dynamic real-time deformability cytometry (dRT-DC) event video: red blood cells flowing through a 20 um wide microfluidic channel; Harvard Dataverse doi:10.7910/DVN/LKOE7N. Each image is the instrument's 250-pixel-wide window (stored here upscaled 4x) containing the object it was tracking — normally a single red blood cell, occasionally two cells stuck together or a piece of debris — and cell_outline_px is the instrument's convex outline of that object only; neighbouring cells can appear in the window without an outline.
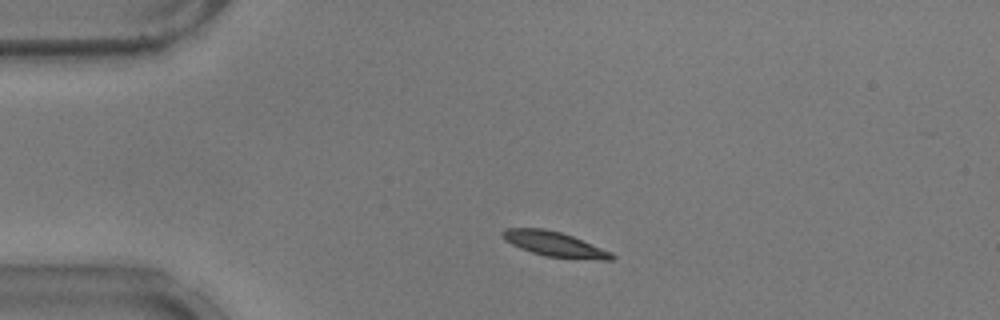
{"species": "common noctule bat (a hibernating species)", "species_latin": "Nyctalus noctula", "temperature_condition": "warm", "stored_images_in_passage": 50, "camera_frame_rate_fps": 3000, "um_per_image_px": 0.085, "animal": {"sex": "male", "body_mass_g": 17.9}, "frame": {"image": 1, "passage_image": 6, "time_ms": 1.667, "image_size_px": [1000, 320], "cell_outline_px": [[616, 256], [612, 260], [600, 260], [544, 256], [520, 248], [504, 240], [500, 232], [504, 228], [544, 228], [560, 232], [572, 236], [612, 252]], "centroid_in_image_um": [47.12, 20.75], "position_along_channel_um": 37.9, "area_um2": 15.84}}
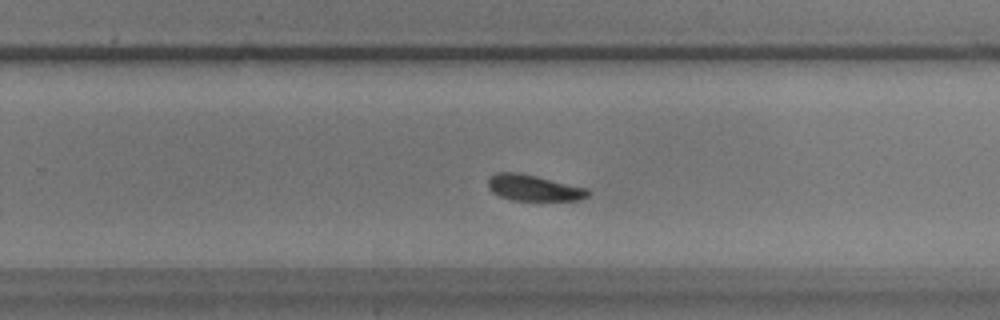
{"frame": {"image": 2, "passage_image": 29, "time_ms": 9.333, "image_size_px": [1000, 320], "cell_outline_px": [[592, 192], [588, 196], [580, 200], [540, 204], [508, 200], [492, 192], [488, 188], [488, 176], [496, 172], [516, 172], [536, 176], [588, 188]], "centroid_in_image_um": [45.4, 16.04], "position_along_channel_um": 284.4, "area_um2": 16.36}}
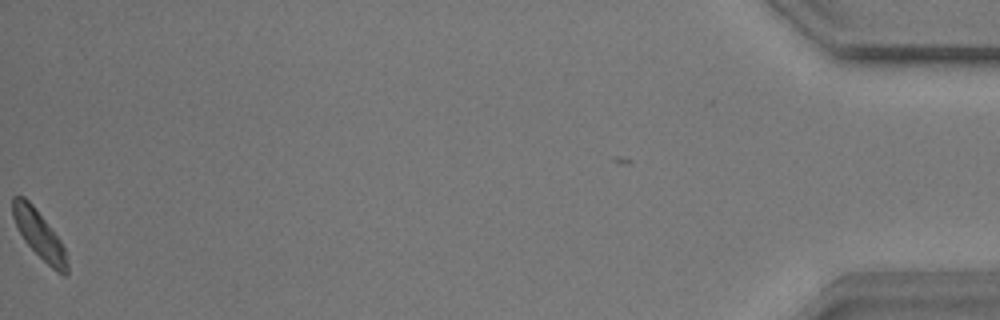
{"frame": {"image": 3, "passage_image": 49, "time_ms": 16.0, "image_size_px": [1000, 320], "cell_outline_px": [[68, 272], [64, 276], [56, 272], [24, 240], [12, 216], [12, 196], [24, 196], [32, 204], [60, 240], [64, 248], [68, 264]], "centroid_in_image_um": [3.33, 19.94], "position_along_channel_um": 431.9, "area_um2": 14.8}, "authors_computed_cell_mechanics": {"area_um2": 15.9528, "velocity_mm_per_s": 3.6667, "shape_relaxation_time_tau1_ms": 1.9093, "shape_relaxation_time_tau2_ms": 5.82, "deformation_change_tau1": 0.0892, "deformation_change_tau2": 0.1048}}